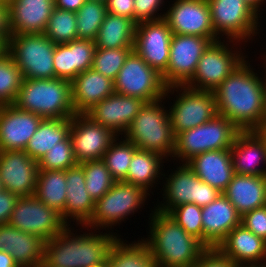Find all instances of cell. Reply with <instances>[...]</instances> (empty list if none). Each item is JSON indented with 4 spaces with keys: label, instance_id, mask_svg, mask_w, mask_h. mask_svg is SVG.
Wrapping results in <instances>:
<instances>
[{
    "label": "cell",
    "instance_id": "1",
    "mask_svg": "<svg viewBox=\"0 0 266 267\" xmlns=\"http://www.w3.org/2000/svg\"><path fill=\"white\" fill-rule=\"evenodd\" d=\"M253 70L244 60L213 91L218 114L241 131L253 130L265 118L264 80Z\"/></svg>",
    "mask_w": 266,
    "mask_h": 267
},
{
    "label": "cell",
    "instance_id": "2",
    "mask_svg": "<svg viewBox=\"0 0 266 267\" xmlns=\"http://www.w3.org/2000/svg\"><path fill=\"white\" fill-rule=\"evenodd\" d=\"M152 212L149 218L150 237L143 241L151 251L156 266L192 267L208 248L188 234L169 214L156 209Z\"/></svg>",
    "mask_w": 266,
    "mask_h": 267
},
{
    "label": "cell",
    "instance_id": "3",
    "mask_svg": "<svg viewBox=\"0 0 266 267\" xmlns=\"http://www.w3.org/2000/svg\"><path fill=\"white\" fill-rule=\"evenodd\" d=\"M70 224L44 243V261L51 267H99L107 262L116 234L93 232L76 235ZM74 235V236H73ZM76 236V237H75Z\"/></svg>",
    "mask_w": 266,
    "mask_h": 267
},
{
    "label": "cell",
    "instance_id": "4",
    "mask_svg": "<svg viewBox=\"0 0 266 267\" xmlns=\"http://www.w3.org/2000/svg\"><path fill=\"white\" fill-rule=\"evenodd\" d=\"M17 108L45 118H71V82L55 79H24L13 103Z\"/></svg>",
    "mask_w": 266,
    "mask_h": 267
},
{
    "label": "cell",
    "instance_id": "5",
    "mask_svg": "<svg viewBox=\"0 0 266 267\" xmlns=\"http://www.w3.org/2000/svg\"><path fill=\"white\" fill-rule=\"evenodd\" d=\"M162 100L164 99L145 103L124 137L139 150L155 152L167 158L174 154L175 135L169 111L162 106Z\"/></svg>",
    "mask_w": 266,
    "mask_h": 267
},
{
    "label": "cell",
    "instance_id": "6",
    "mask_svg": "<svg viewBox=\"0 0 266 267\" xmlns=\"http://www.w3.org/2000/svg\"><path fill=\"white\" fill-rule=\"evenodd\" d=\"M240 131L229 119L217 114L206 123L179 133L175 137V151L172 157L187 163L203 152L231 149Z\"/></svg>",
    "mask_w": 266,
    "mask_h": 267
},
{
    "label": "cell",
    "instance_id": "7",
    "mask_svg": "<svg viewBox=\"0 0 266 267\" xmlns=\"http://www.w3.org/2000/svg\"><path fill=\"white\" fill-rule=\"evenodd\" d=\"M56 44L42 34L11 35L7 53L24 79H55L53 64Z\"/></svg>",
    "mask_w": 266,
    "mask_h": 267
},
{
    "label": "cell",
    "instance_id": "8",
    "mask_svg": "<svg viewBox=\"0 0 266 267\" xmlns=\"http://www.w3.org/2000/svg\"><path fill=\"white\" fill-rule=\"evenodd\" d=\"M150 195L141 187L120 181L95 202L91 219L82 227L99 230L109 228L124 221L130 214L140 209L145 198ZM100 227V228H99Z\"/></svg>",
    "mask_w": 266,
    "mask_h": 267
},
{
    "label": "cell",
    "instance_id": "9",
    "mask_svg": "<svg viewBox=\"0 0 266 267\" xmlns=\"http://www.w3.org/2000/svg\"><path fill=\"white\" fill-rule=\"evenodd\" d=\"M115 93L140 98L146 103L166 99L162 75L150 67L134 49L114 80Z\"/></svg>",
    "mask_w": 266,
    "mask_h": 267
},
{
    "label": "cell",
    "instance_id": "10",
    "mask_svg": "<svg viewBox=\"0 0 266 267\" xmlns=\"http://www.w3.org/2000/svg\"><path fill=\"white\" fill-rule=\"evenodd\" d=\"M176 89V90H175ZM180 93L170 107L169 115L175 137L186 130L200 126L217 114L213 91L195 90L185 85L167 87L165 97L174 90Z\"/></svg>",
    "mask_w": 266,
    "mask_h": 267
},
{
    "label": "cell",
    "instance_id": "11",
    "mask_svg": "<svg viewBox=\"0 0 266 267\" xmlns=\"http://www.w3.org/2000/svg\"><path fill=\"white\" fill-rule=\"evenodd\" d=\"M211 21L216 35L225 34L229 44L249 40L258 32L260 13L244 0H207ZM259 14V15H258ZM252 35V36H251Z\"/></svg>",
    "mask_w": 266,
    "mask_h": 267
},
{
    "label": "cell",
    "instance_id": "12",
    "mask_svg": "<svg viewBox=\"0 0 266 267\" xmlns=\"http://www.w3.org/2000/svg\"><path fill=\"white\" fill-rule=\"evenodd\" d=\"M220 40L204 50L193 77L185 84L195 90L214 91L246 58ZM234 52V53H233Z\"/></svg>",
    "mask_w": 266,
    "mask_h": 267
},
{
    "label": "cell",
    "instance_id": "13",
    "mask_svg": "<svg viewBox=\"0 0 266 267\" xmlns=\"http://www.w3.org/2000/svg\"><path fill=\"white\" fill-rule=\"evenodd\" d=\"M166 178L163 197L166 201L159 204L156 210L168 214L174 207L194 203L205 206L214 201L221 192L208 183L200 180L194 171L183 163Z\"/></svg>",
    "mask_w": 266,
    "mask_h": 267
},
{
    "label": "cell",
    "instance_id": "14",
    "mask_svg": "<svg viewBox=\"0 0 266 267\" xmlns=\"http://www.w3.org/2000/svg\"><path fill=\"white\" fill-rule=\"evenodd\" d=\"M8 223L20 231L38 236L44 242L68 226L61 214L46 206L35 195L18 198Z\"/></svg>",
    "mask_w": 266,
    "mask_h": 267
},
{
    "label": "cell",
    "instance_id": "15",
    "mask_svg": "<svg viewBox=\"0 0 266 267\" xmlns=\"http://www.w3.org/2000/svg\"><path fill=\"white\" fill-rule=\"evenodd\" d=\"M211 41L197 35L173 34L167 70L162 74L167 87L185 85L194 75L204 50Z\"/></svg>",
    "mask_w": 266,
    "mask_h": 267
},
{
    "label": "cell",
    "instance_id": "16",
    "mask_svg": "<svg viewBox=\"0 0 266 267\" xmlns=\"http://www.w3.org/2000/svg\"><path fill=\"white\" fill-rule=\"evenodd\" d=\"M70 137L77 163L102 160L112 142L118 138L113 131L86 114H74L71 117Z\"/></svg>",
    "mask_w": 266,
    "mask_h": 267
},
{
    "label": "cell",
    "instance_id": "17",
    "mask_svg": "<svg viewBox=\"0 0 266 267\" xmlns=\"http://www.w3.org/2000/svg\"><path fill=\"white\" fill-rule=\"evenodd\" d=\"M164 14L173 34L197 35L211 42L221 39L214 32L207 0H176Z\"/></svg>",
    "mask_w": 266,
    "mask_h": 267
},
{
    "label": "cell",
    "instance_id": "18",
    "mask_svg": "<svg viewBox=\"0 0 266 267\" xmlns=\"http://www.w3.org/2000/svg\"><path fill=\"white\" fill-rule=\"evenodd\" d=\"M172 36L164 19L137 23L134 51L162 75L168 68Z\"/></svg>",
    "mask_w": 266,
    "mask_h": 267
},
{
    "label": "cell",
    "instance_id": "19",
    "mask_svg": "<svg viewBox=\"0 0 266 267\" xmlns=\"http://www.w3.org/2000/svg\"><path fill=\"white\" fill-rule=\"evenodd\" d=\"M38 172V162L24 150L0 151V178L4 190L18 197L34 195Z\"/></svg>",
    "mask_w": 266,
    "mask_h": 267
},
{
    "label": "cell",
    "instance_id": "20",
    "mask_svg": "<svg viewBox=\"0 0 266 267\" xmlns=\"http://www.w3.org/2000/svg\"><path fill=\"white\" fill-rule=\"evenodd\" d=\"M145 103L140 98L113 93L108 98L98 102L85 114L119 136L118 134L122 135L127 132L133 119Z\"/></svg>",
    "mask_w": 266,
    "mask_h": 267
},
{
    "label": "cell",
    "instance_id": "21",
    "mask_svg": "<svg viewBox=\"0 0 266 267\" xmlns=\"http://www.w3.org/2000/svg\"><path fill=\"white\" fill-rule=\"evenodd\" d=\"M42 119L14 104L0 105V151L25 150Z\"/></svg>",
    "mask_w": 266,
    "mask_h": 267
},
{
    "label": "cell",
    "instance_id": "22",
    "mask_svg": "<svg viewBox=\"0 0 266 267\" xmlns=\"http://www.w3.org/2000/svg\"><path fill=\"white\" fill-rule=\"evenodd\" d=\"M216 249L239 267H266V241L242 224L233 228Z\"/></svg>",
    "mask_w": 266,
    "mask_h": 267
},
{
    "label": "cell",
    "instance_id": "23",
    "mask_svg": "<svg viewBox=\"0 0 266 267\" xmlns=\"http://www.w3.org/2000/svg\"><path fill=\"white\" fill-rule=\"evenodd\" d=\"M241 215L221 193L210 204L202 207L203 244L217 248L228 233L241 224Z\"/></svg>",
    "mask_w": 266,
    "mask_h": 267
},
{
    "label": "cell",
    "instance_id": "24",
    "mask_svg": "<svg viewBox=\"0 0 266 267\" xmlns=\"http://www.w3.org/2000/svg\"><path fill=\"white\" fill-rule=\"evenodd\" d=\"M9 25L12 35L45 32L54 0H10Z\"/></svg>",
    "mask_w": 266,
    "mask_h": 267
},
{
    "label": "cell",
    "instance_id": "25",
    "mask_svg": "<svg viewBox=\"0 0 266 267\" xmlns=\"http://www.w3.org/2000/svg\"><path fill=\"white\" fill-rule=\"evenodd\" d=\"M44 243L9 223L0 225V250L9 253L18 267H38L44 260Z\"/></svg>",
    "mask_w": 266,
    "mask_h": 267
},
{
    "label": "cell",
    "instance_id": "26",
    "mask_svg": "<svg viewBox=\"0 0 266 267\" xmlns=\"http://www.w3.org/2000/svg\"><path fill=\"white\" fill-rule=\"evenodd\" d=\"M113 93L114 81L92 68L81 72L71 81V101L75 114H85Z\"/></svg>",
    "mask_w": 266,
    "mask_h": 267
},
{
    "label": "cell",
    "instance_id": "27",
    "mask_svg": "<svg viewBox=\"0 0 266 267\" xmlns=\"http://www.w3.org/2000/svg\"><path fill=\"white\" fill-rule=\"evenodd\" d=\"M95 50V42L91 40L76 39L57 44L53 56L55 78L71 82L81 72L90 69Z\"/></svg>",
    "mask_w": 266,
    "mask_h": 267
},
{
    "label": "cell",
    "instance_id": "28",
    "mask_svg": "<svg viewBox=\"0 0 266 267\" xmlns=\"http://www.w3.org/2000/svg\"><path fill=\"white\" fill-rule=\"evenodd\" d=\"M187 164L200 180L221 193L235 174L230 149L203 152L194 156Z\"/></svg>",
    "mask_w": 266,
    "mask_h": 267
},
{
    "label": "cell",
    "instance_id": "29",
    "mask_svg": "<svg viewBox=\"0 0 266 267\" xmlns=\"http://www.w3.org/2000/svg\"><path fill=\"white\" fill-rule=\"evenodd\" d=\"M66 191L61 217L67 224L69 219H73L79 222L77 224L85 225L93 215L95 202L85 188V173L80 163L66 170Z\"/></svg>",
    "mask_w": 266,
    "mask_h": 267
},
{
    "label": "cell",
    "instance_id": "30",
    "mask_svg": "<svg viewBox=\"0 0 266 267\" xmlns=\"http://www.w3.org/2000/svg\"><path fill=\"white\" fill-rule=\"evenodd\" d=\"M230 151L235 174L266 176L259 165L266 164V146L252 130L240 131Z\"/></svg>",
    "mask_w": 266,
    "mask_h": 267
},
{
    "label": "cell",
    "instance_id": "31",
    "mask_svg": "<svg viewBox=\"0 0 266 267\" xmlns=\"http://www.w3.org/2000/svg\"><path fill=\"white\" fill-rule=\"evenodd\" d=\"M223 194L243 216L266 206V176L234 174Z\"/></svg>",
    "mask_w": 266,
    "mask_h": 267
},
{
    "label": "cell",
    "instance_id": "32",
    "mask_svg": "<svg viewBox=\"0 0 266 267\" xmlns=\"http://www.w3.org/2000/svg\"><path fill=\"white\" fill-rule=\"evenodd\" d=\"M71 118H45L28 141L25 152L36 162L70 135Z\"/></svg>",
    "mask_w": 266,
    "mask_h": 267
},
{
    "label": "cell",
    "instance_id": "33",
    "mask_svg": "<svg viewBox=\"0 0 266 267\" xmlns=\"http://www.w3.org/2000/svg\"><path fill=\"white\" fill-rule=\"evenodd\" d=\"M136 23L127 17L107 13L95 39L96 48L134 47Z\"/></svg>",
    "mask_w": 266,
    "mask_h": 267
},
{
    "label": "cell",
    "instance_id": "34",
    "mask_svg": "<svg viewBox=\"0 0 266 267\" xmlns=\"http://www.w3.org/2000/svg\"><path fill=\"white\" fill-rule=\"evenodd\" d=\"M163 159L165 158L155 152L137 149L132 156L127 177L123 182L141 187L149 193L150 186L152 188L153 183H156L155 181L160 177Z\"/></svg>",
    "mask_w": 266,
    "mask_h": 267
},
{
    "label": "cell",
    "instance_id": "35",
    "mask_svg": "<svg viewBox=\"0 0 266 267\" xmlns=\"http://www.w3.org/2000/svg\"><path fill=\"white\" fill-rule=\"evenodd\" d=\"M66 171L39 170L34 195L46 206L62 214L66 203Z\"/></svg>",
    "mask_w": 266,
    "mask_h": 267
},
{
    "label": "cell",
    "instance_id": "36",
    "mask_svg": "<svg viewBox=\"0 0 266 267\" xmlns=\"http://www.w3.org/2000/svg\"><path fill=\"white\" fill-rule=\"evenodd\" d=\"M107 262L110 267H157L151 251L142 239L128 245L117 237L111 244Z\"/></svg>",
    "mask_w": 266,
    "mask_h": 267
},
{
    "label": "cell",
    "instance_id": "37",
    "mask_svg": "<svg viewBox=\"0 0 266 267\" xmlns=\"http://www.w3.org/2000/svg\"><path fill=\"white\" fill-rule=\"evenodd\" d=\"M106 14V3L86 0L76 12L78 39L95 41Z\"/></svg>",
    "mask_w": 266,
    "mask_h": 267
},
{
    "label": "cell",
    "instance_id": "38",
    "mask_svg": "<svg viewBox=\"0 0 266 267\" xmlns=\"http://www.w3.org/2000/svg\"><path fill=\"white\" fill-rule=\"evenodd\" d=\"M115 139L102 157L111 176L116 182L124 181L127 177L129 164L132 160L136 146L125 138L117 142ZM116 142V143H115Z\"/></svg>",
    "mask_w": 266,
    "mask_h": 267
},
{
    "label": "cell",
    "instance_id": "39",
    "mask_svg": "<svg viewBox=\"0 0 266 267\" xmlns=\"http://www.w3.org/2000/svg\"><path fill=\"white\" fill-rule=\"evenodd\" d=\"M76 12L54 8L43 33L57 44L70 43L78 39Z\"/></svg>",
    "mask_w": 266,
    "mask_h": 267
},
{
    "label": "cell",
    "instance_id": "40",
    "mask_svg": "<svg viewBox=\"0 0 266 267\" xmlns=\"http://www.w3.org/2000/svg\"><path fill=\"white\" fill-rule=\"evenodd\" d=\"M80 164L85 173V188L96 202L110 190L116 181L102 160L85 161Z\"/></svg>",
    "mask_w": 266,
    "mask_h": 267
},
{
    "label": "cell",
    "instance_id": "41",
    "mask_svg": "<svg viewBox=\"0 0 266 267\" xmlns=\"http://www.w3.org/2000/svg\"><path fill=\"white\" fill-rule=\"evenodd\" d=\"M24 78L7 53L0 59V105L13 104Z\"/></svg>",
    "mask_w": 266,
    "mask_h": 267
},
{
    "label": "cell",
    "instance_id": "42",
    "mask_svg": "<svg viewBox=\"0 0 266 267\" xmlns=\"http://www.w3.org/2000/svg\"><path fill=\"white\" fill-rule=\"evenodd\" d=\"M133 49L134 47L115 49L96 48L91 68L114 81L123 67L127 56Z\"/></svg>",
    "mask_w": 266,
    "mask_h": 267
},
{
    "label": "cell",
    "instance_id": "43",
    "mask_svg": "<svg viewBox=\"0 0 266 267\" xmlns=\"http://www.w3.org/2000/svg\"><path fill=\"white\" fill-rule=\"evenodd\" d=\"M77 164L70 135L58 142L38 162L39 170H67Z\"/></svg>",
    "mask_w": 266,
    "mask_h": 267
},
{
    "label": "cell",
    "instance_id": "44",
    "mask_svg": "<svg viewBox=\"0 0 266 267\" xmlns=\"http://www.w3.org/2000/svg\"><path fill=\"white\" fill-rule=\"evenodd\" d=\"M188 234L203 243L202 207L187 203L174 207L168 213Z\"/></svg>",
    "mask_w": 266,
    "mask_h": 267
},
{
    "label": "cell",
    "instance_id": "45",
    "mask_svg": "<svg viewBox=\"0 0 266 267\" xmlns=\"http://www.w3.org/2000/svg\"><path fill=\"white\" fill-rule=\"evenodd\" d=\"M163 2L164 0H134V22L137 24L164 19L165 14L156 16Z\"/></svg>",
    "mask_w": 266,
    "mask_h": 267
},
{
    "label": "cell",
    "instance_id": "46",
    "mask_svg": "<svg viewBox=\"0 0 266 267\" xmlns=\"http://www.w3.org/2000/svg\"><path fill=\"white\" fill-rule=\"evenodd\" d=\"M241 224L266 241V206L245 213L241 217Z\"/></svg>",
    "mask_w": 266,
    "mask_h": 267
},
{
    "label": "cell",
    "instance_id": "47",
    "mask_svg": "<svg viewBox=\"0 0 266 267\" xmlns=\"http://www.w3.org/2000/svg\"><path fill=\"white\" fill-rule=\"evenodd\" d=\"M192 267H239L216 248L208 249Z\"/></svg>",
    "mask_w": 266,
    "mask_h": 267
},
{
    "label": "cell",
    "instance_id": "48",
    "mask_svg": "<svg viewBox=\"0 0 266 267\" xmlns=\"http://www.w3.org/2000/svg\"><path fill=\"white\" fill-rule=\"evenodd\" d=\"M107 13L124 16L134 21V0H107Z\"/></svg>",
    "mask_w": 266,
    "mask_h": 267
},
{
    "label": "cell",
    "instance_id": "49",
    "mask_svg": "<svg viewBox=\"0 0 266 267\" xmlns=\"http://www.w3.org/2000/svg\"><path fill=\"white\" fill-rule=\"evenodd\" d=\"M18 196L8 190L0 192V225L9 222Z\"/></svg>",
    "mask_w": 266,
    "mask_h": 267
},
{
    "label": "cell",
    "instance_id": "50",
    "mask_svg": "<svg viewBox=\"0 0 266 267\" xmlns=\"http://www.w3.org/2000/svg\"><path fill=\"white\" fill-rule=\"evenodd\" d=\"M9 6L7 2L0 0V36L8 43L10 37Z\"/></svg>",
    "mask_w": 266,
    "mask_h": 267
},
{
    "label": "cell",
    "instance_id": "51",
    "mask_svg": "<svg viewBox=\"0 0 266 267\" xmlns=\"http://www.w3.org/2000/svg\"><path fill=\"white\" fill-rule=\"evenodd\" d=\"M86 0H54V7L62 10L77 12Z\"/></svg>",
    "mask_w": 266,
    "mask_h": 267
},
{
    "label": "cell",
    "instance_id": "52",
    "mask_svg": "<svg viewBox=\"0 0 266 267\" xmlns=\"http://www.w3.org/2000/svg\"><path fill=\"white\" fill-rule=\"evenodd\" d=\"M252 131L258 136V138L266 146V118H264L260 122V124L256 126Z\"/></svg>",
    "mask_w": 266,
    "mask_h": 267
},
{
    "label": "cell",
    "instance_id": "53",
    "mask_svg": "<svg viewBox=\"0 0 266 267\" xmlns=\"http://www.w3.org/2000/svg\"><path fill=\"white\" fill-rule=\"evenodd\" d=\"M0 267H18L14 262L13 257L4 251L0 250Z\"/></svg>",
    "mask_w": 266,
    "mask_h": 267
},
{
    "label": "cell",
    "instance_id": "54",
    "mask_svg": "<svg viewBox=\"0 0 266 267\" xmlns=\"http://www.w3.org/2000/svg\"><path fill=\"white\" fill-rule=\"evenodd\" d=\"M245 2H247V4H249L257 13L260 12V5L263 4L264 0H244Z\"/></svg>",
    "mask_w": 266,
    "mask_h": 267
},
{
    "label": "cell",
    "instance_id": "55",
    "mask_svg": "<svg viewBox=\"0 0 266 267\" xmlns=\"http://www.w3.org/2000/svg\"><path fill=\"white\" fill-rule=\"evenodd\" d=\"M8 43L0 36V59L7 54Z\"/></svg>",
    "mask_w": 266,
    "mask_h": 267
},
{
    "label": "cell",
    "instance_id": "56",
    "mask_svg": "<svg viewBox=\"0 0 266 267\" xmlns=\"http://www.w3.org/2000/svg\"><path fill=\"white\" fill-rule=\"evenodd\" d=\"M263 85H264V108H265V118H266V79H264Z\"/></svg>",
    "mask_w": 266,
    "mask_h": 267
},
{
    "label": "cell",
    "instance_id": "57",
    "mask_svg": "<svg viewBox=\"0 0 266 267\" xmlns=\"http://www.w3.org/2000/svg\"><path fill=\"white\" fill-rule=\"evenodd\" d=\"M38 267H51L44 260Z\"/></svg>",
    "mask_w": 266,
    "mask_h": 267
},
{
    "label": "cell",
    "instance_id": "58",
    "mask_svg": "<svg viewBox=\"0 0 266 267\" xmlns=\"http://www.w3.org/2000/svg\"><path fill=\"white\" fill-rule=\"evenodd\" d=\"M99 267H110V265L108 264V262H106L104 265L99 266Z\"/></svg>",
    "mask_w": 266,
    "mask_h": 267
},
{
    "label": "cell",
    "instance_id": "59",
    "mask_svg": "<svg viewBox=\"0 0 266 267\" xmlns=\"http://www.w3.org/2000/svg\"><path fill=\"white\" fill-rule=\"evenodd\" d=\"M3 190V186H2V182H1V178H0V192Z\"/></svg>",
    "mask_w": 266,
    "mask_h": 267
},
{
    "label": "cell",
    "instance_id": "60",
    "mask_svg": "<svg viewBox=\"0 0 266 267\" xmlns=\"http://www.w3.org/2000/svg\"><path fill=\"white\" fill-rule=\"evenodd\" d=\"M92 1H99L105 3L107 0H92Z\"/></svg>",
    "mask_w": 266,
    "mask_h": 267
}]
</instances>
